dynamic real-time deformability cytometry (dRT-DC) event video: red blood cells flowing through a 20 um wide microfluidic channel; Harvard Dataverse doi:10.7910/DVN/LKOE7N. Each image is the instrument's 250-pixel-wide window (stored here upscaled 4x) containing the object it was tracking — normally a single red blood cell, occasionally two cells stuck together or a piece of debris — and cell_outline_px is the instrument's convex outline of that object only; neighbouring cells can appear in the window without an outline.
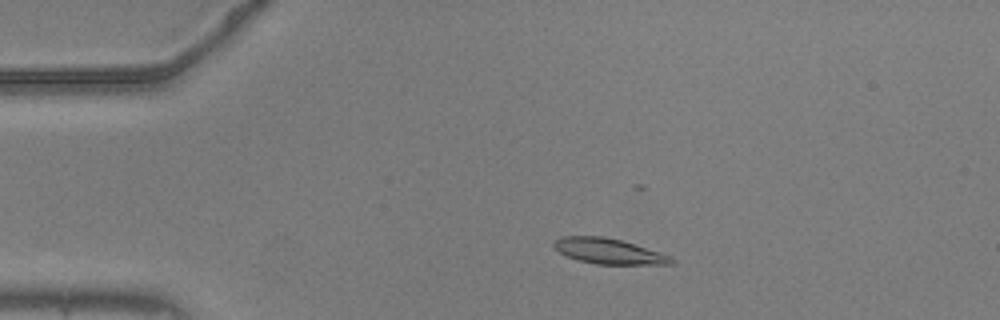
{"species": "common noctule bat (a hibernating species)", "species_latin": "Nyctalus noctula", "temperature_condition": "warm", "stored_images_in_passage": 55, "camera_frame_rate_fps": 3000, "um_per_image_px": 0.085, "animal": {"sex": "male", "body_mass_g": 20.5, "forearm_length_mm": 52.5}, "frame": {"image": 1, "passage_image": 11, "time_ms": 3.333, "image_size_px": [1000, 320], "cell_outline_px": [[676, 260], [672, 264], [596, 264], [580, 260], [568, 256], [560, 252], [552, 244], [560, 236], [604, 236], [620, 240], [660, 252], [672, 256]], "centroid_in_image_um": [51.77, 21.35], "position_along_channel_um": 33.2, "area_um2": 17.22}}
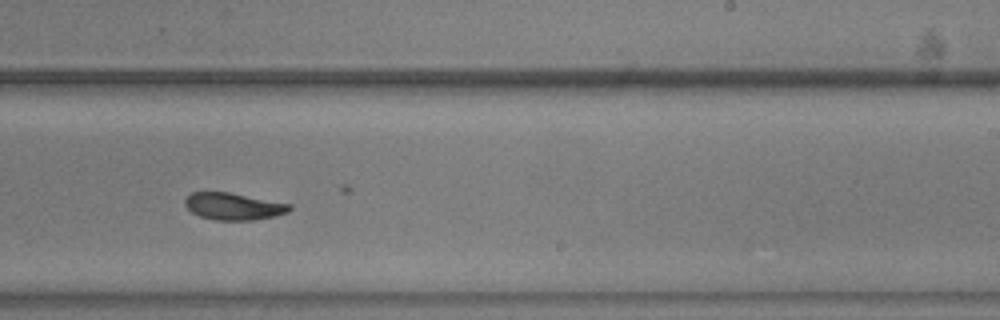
{"frame": {"image": 2, "passage_image": 34, "time_ms": 11.0, "image_size_px": [1000, 320], "cell_outline_px": [[292, 208], [288, 212], [276, 216], [252, 220], [216, 220], [200, 216], [192, 212], [184, 204], [184, 200], [192, 192], [228, 192], [292, 204]], "centroid_in_image_um": [19.87, 17.54], "position_along_channel_um": 269.1, "area_um2": 16.42}}
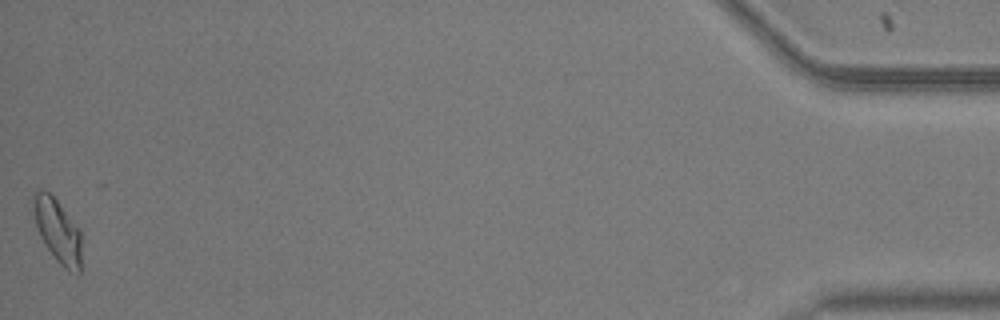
{"frame": {"image": 3, "passage_image": 55, "time_ms": 18.0, "image_size_px": [1000, 320], "cell_outline_px": [[80, 272], [76, 276], [68, 272], [52, 256], [44, 244], [40, 236], [36, 224], [32, 200], [32, 196], [40, 188], [44, 188], [56, 200], [80, 228]], "centroid_in_image_um": [4.9, 19.64], "position_along_channel_um": 430.3, "area_um2": 17.98}, "authors_computed_cell_mechanics": {"area_um2": 17.2244, "velocity_mm_per_s": 3.6635, "shape_relaxation_time_tau1_ms": 3.4221, "shape_relaxation_time_tau2_ms": 4.6929, "deformation_change_tau1": 0.1424, "deformation_change_tau2": 0.0943}}